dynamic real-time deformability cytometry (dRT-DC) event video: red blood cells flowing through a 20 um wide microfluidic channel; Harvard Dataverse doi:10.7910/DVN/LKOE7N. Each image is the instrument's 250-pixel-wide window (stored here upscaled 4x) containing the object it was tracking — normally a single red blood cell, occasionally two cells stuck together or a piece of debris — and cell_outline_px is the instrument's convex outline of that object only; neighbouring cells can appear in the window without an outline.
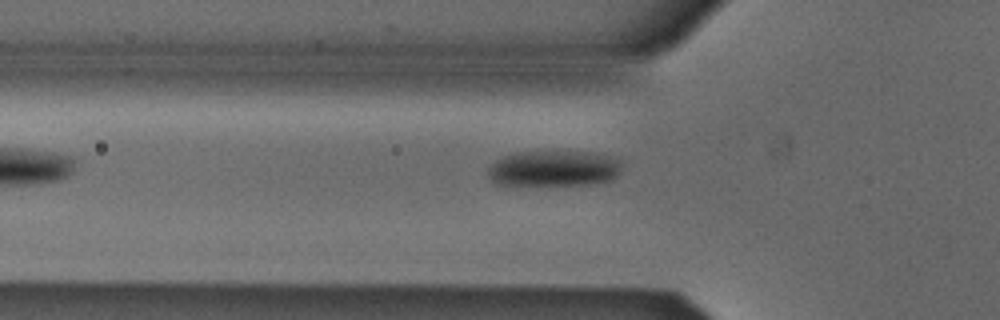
{"species": "Egyptian fruit bat (a non-hibernating species)", "species_latin": "Rousettus aegyptiacus", "temperature_condition": "cold", "stored_images_in_passage": 3, "camera_frame_rate_fps": 3000, "um_per_image_px": 0.085, "animal": {"sex": "male"}, "frame": {"image": 1, "passage_image": 3, "time_ms": 0.667, "image_size_px": [1000, 320], "cell_outline_px": [[620, 172], [612, 180], [588, 184], [496, 184], [488, 176], [488, 168], [496, 160], [504, 156], [516, 152], [596, 152], [620, 160]], "centroid_in_image_um": [47.08, 14.31], "position_along_channel_um": 78.7, "area_um2": 27.57}}